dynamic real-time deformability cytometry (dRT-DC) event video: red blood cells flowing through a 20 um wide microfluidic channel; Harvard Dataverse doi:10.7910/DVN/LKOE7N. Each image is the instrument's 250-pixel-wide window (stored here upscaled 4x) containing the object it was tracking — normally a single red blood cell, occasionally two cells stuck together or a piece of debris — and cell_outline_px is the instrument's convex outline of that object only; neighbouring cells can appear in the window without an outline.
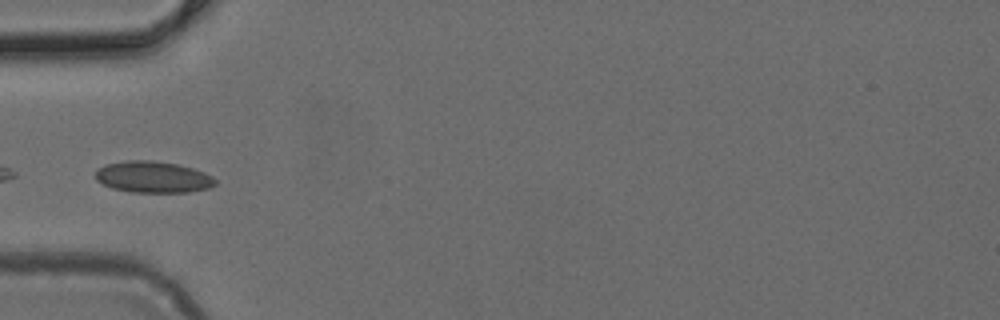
{"species": "common noctule bat (a hibernating species)", "species_latin": "Nyctalus noctula", "temperature_condition": "cold", "stored_images_in_passage": 5, "camera_frame_rate_fps": 3000, "um_per_image_px": 0.085, "animal": {"sex": "female", "body_mass_g": 24.6, "forearm_length_mm": 56.2}, "frame": {"image": 1, "passage_image": 5, "time_ms": 1.333, "image_size_px": [1000, 320], "cell_outline_px": [[216, 184], [208, 188], [188, 192], [132, 192], [112, 188], [96, 180], [96, 168], [104, 164], [128, 160], [152, 160], [176, 164], [192, 168], [204, 172], [212, 176], [216, 180]], "centroid_in_image_um": [12.98, 15.04], "position_along_channel_um": 72.0, "area_um2": 21.96}}